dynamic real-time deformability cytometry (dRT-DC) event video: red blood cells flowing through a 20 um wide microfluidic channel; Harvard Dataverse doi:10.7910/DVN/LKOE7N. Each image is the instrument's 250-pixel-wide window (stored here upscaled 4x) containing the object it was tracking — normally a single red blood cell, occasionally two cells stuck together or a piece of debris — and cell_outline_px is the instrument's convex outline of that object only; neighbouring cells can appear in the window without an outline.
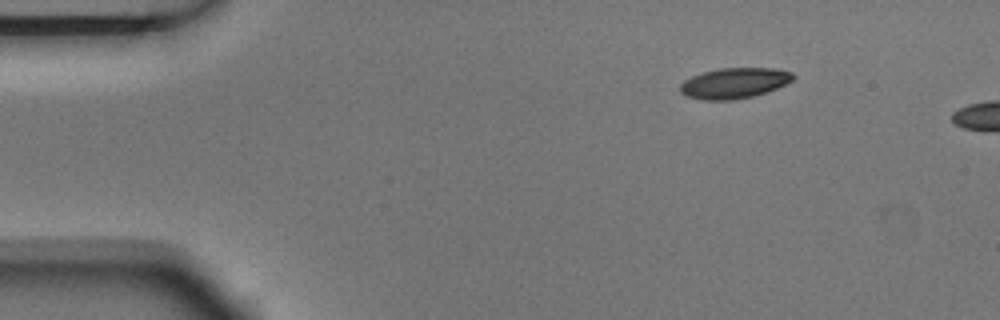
{"species": "Egyptian fruit bat (a non-hibernating species)", "species_latin": "Rousettus aegyptiacus", "temperature_condition": "room temperature", "stored_images_in_passage": 2, "camera_frame_rate_fps": 3000, "um_per_image_px": 0.085, "animal": {"sex": "male"}, "frame": {"image": 1, "passage_image": 1, "time_ms": 0.0, "image_size_px": [1000, 320], "cell_outline_px": [[796, 76], [792, 80], [776, 88], [752, 96], [732, 100], [704, 100], [688, 96], [680, 92], [680, 84], [684, 80], [692, 76], [704, 72], [720, 68], [776, 68], [792, 72]], "centroid_in_image_um": [62.41, 7.05], "position_along_channel_um": 22.6, "area_um2": 19.94}}